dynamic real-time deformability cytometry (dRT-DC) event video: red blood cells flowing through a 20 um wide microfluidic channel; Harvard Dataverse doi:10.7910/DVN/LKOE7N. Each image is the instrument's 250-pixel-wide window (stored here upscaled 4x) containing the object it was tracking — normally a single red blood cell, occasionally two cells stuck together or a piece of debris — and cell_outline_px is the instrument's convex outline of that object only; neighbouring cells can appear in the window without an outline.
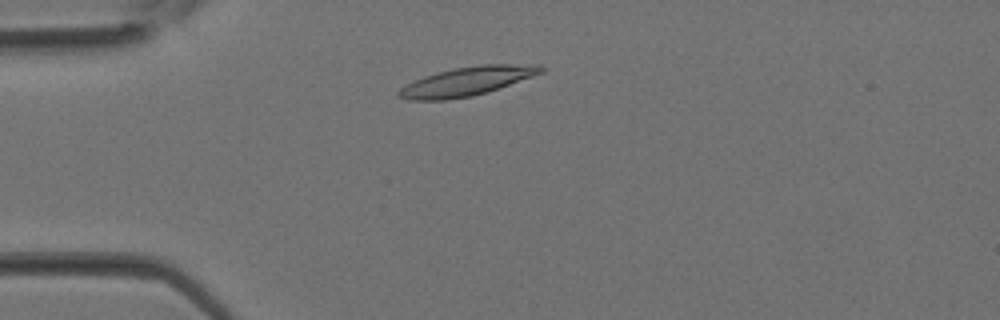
{"species": "Egyptian fruit bat (a non-hibernating species)", "species_latin": "Rousettus aegyptiacus", "temperature_condition": "room temperature", "stored_images_in_passage": 31, "camera_frame_rate_fps": 3000, "um_per_image_px": 0.085, "animal": {"sex": "female"}, "frame": {"image": 1, "passage_image": 4, "time_ms": 1.0, "image_size_px": [1000, 320], "cell_outline_px": [[548, 68], [544, 72], [488, 92], [472, 96], [444, 100], [408, 100], [396, 96], [396, 92], [400, 88], [424, 76], [456, 68], [480, 64], [540, 64]], "centroid_in_image_um": [39.74, 6.91], "position_along_channel_um": 45.3, "area_um2": 23.93}}
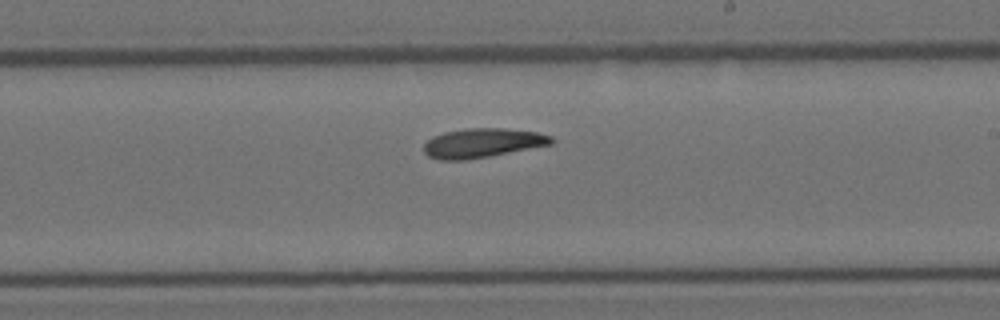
{"frame": {"image": 2, "passage_image": 16, "time_ms": 5.0, "image_size_px": [1000, 320], "cell_outline_px": [[556, 140], [552, 144], [488, 156], [464, 160], [440, 160], [428, 156], [424, 152], [424, 144], [432, 136], [444, 132], [464, 128], [504, 128], [536, 132], [552, 136]], "centroid_in_image_um": [40.99, 12.14], "position_along_channel_um": 248.0, "area_um2": 21.73}}
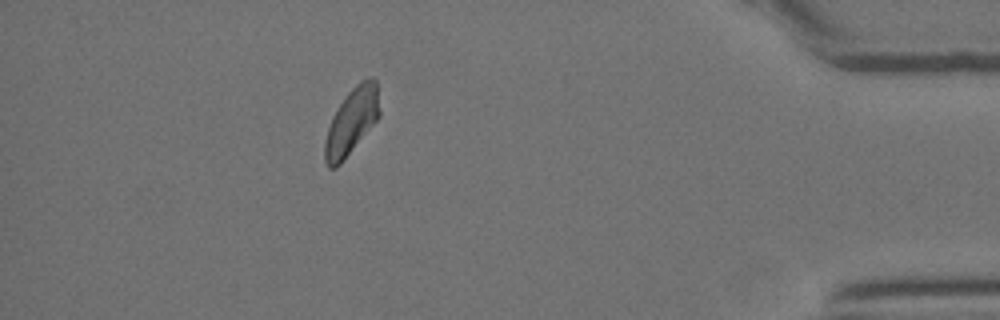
{"frame": {"image": 3, "passage_image": 27, "time_ms": 8.667, "image_size_px": [1000, 320], "cell_outline_px": [[380, 116], [344, 160], [336, 168], [328, 168], [324, 160], [324, 140], [332, 116], [348, 92], [360, 80], [368, 76], [372, 76], [376, 80], [380, 112]], "centroid_in_image_um": [29.88, 10.31], "position_along_channel_um": 405.3, "area_um2": 21.21}}